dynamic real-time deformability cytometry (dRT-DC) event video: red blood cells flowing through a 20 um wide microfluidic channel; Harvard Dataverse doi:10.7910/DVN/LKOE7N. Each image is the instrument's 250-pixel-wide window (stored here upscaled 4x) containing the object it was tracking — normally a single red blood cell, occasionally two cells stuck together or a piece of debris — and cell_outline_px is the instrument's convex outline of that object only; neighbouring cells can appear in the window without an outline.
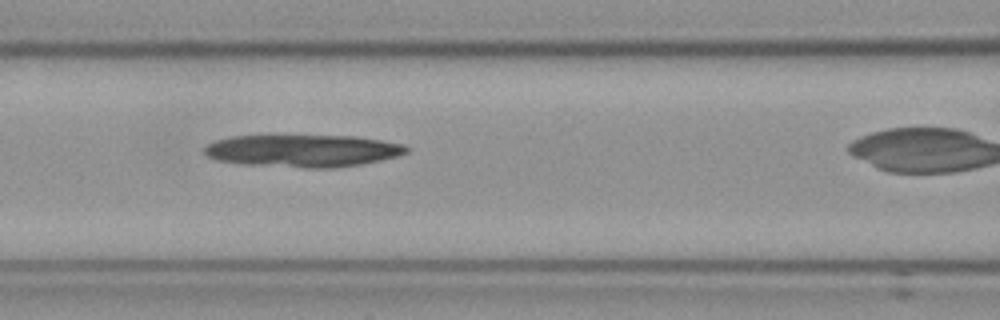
{"species": "Egyptian fruit bat (a non-hibernating species)", "species_latin": "Rousettus aegyptiacus", "temperature_condition": "cold", "stored_images_in_passage": 31, "camera_frame_rate_fps": 3000, "um_per_image_px": 0.085, "frame": {"image": 1, "passage_image": 10, "time_ms": 3.0, "image_size_px": [1000, 320], "cell_outline_px": [[408, 152], [396, 156], [380, 160], [360, 164], [332, 168], [304, 168], [244, 164], [216, 160], [208, 156], [204, 152], [204, 148], [208, 144], [216, 140], [232, 136], [356, 136], [404, 144], [408, 148]], "centroid_in_image_um": [25.73, 12.82], "position_along_channel_um": 140.9, "area_um2": 37.92}}